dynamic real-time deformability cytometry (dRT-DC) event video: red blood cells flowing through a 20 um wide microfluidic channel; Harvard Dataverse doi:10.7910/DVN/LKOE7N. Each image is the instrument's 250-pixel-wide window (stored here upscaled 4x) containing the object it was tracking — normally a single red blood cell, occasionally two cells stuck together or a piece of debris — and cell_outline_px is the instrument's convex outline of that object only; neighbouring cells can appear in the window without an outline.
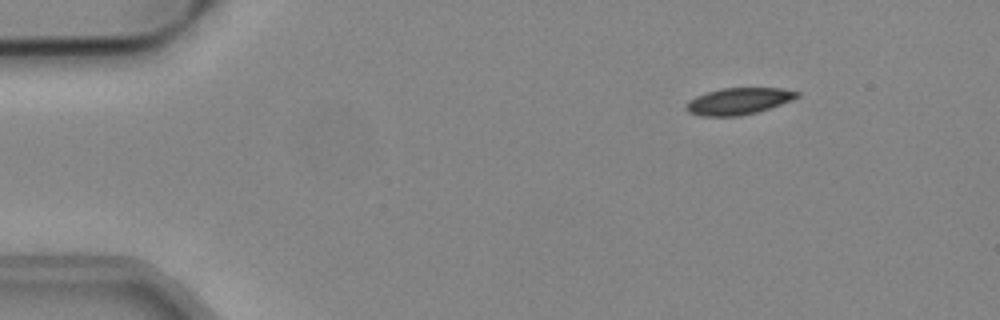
{"species": "common noctule bat (a hibernating species)", "species_latin": "Nyctalus noctula", "temperature_condition": "cold", "stored_images_in_passage": 48, "camera_frame_rate_fps": 3000, "um_per_image_px": 0.085, "animal": {"sex": "male", "body_mass_g": 19.2, "forearm_length_mm": 51.8}, "frame": {"image": 1, "passage_image": 2, "time_ms": 0.333, "image_size_px": [1000, 320], "cell_outline_px": [[800, 96], [792, 100], [756, 112], [740, 116], [700, 116], [688, 112], [684, 108], [684, 104], [688, 100], [704, 92], [720, 88], [780, 88], [800, 92]], "centroid_in_image_um": [62.71, 8.59], "position_along_channel_um": 22.3, "area_um2": 17.4}}
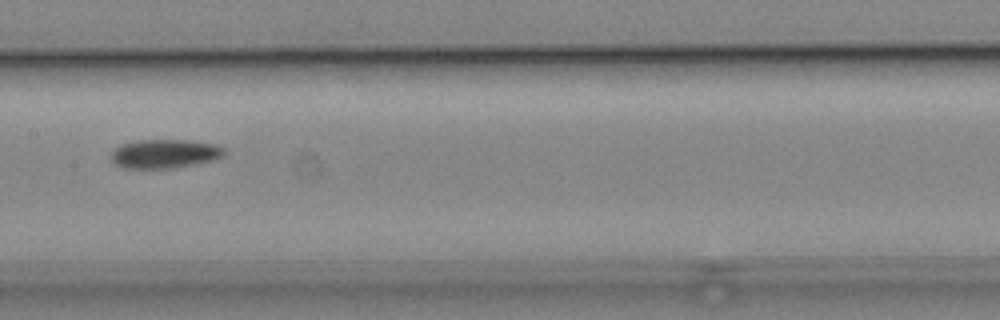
{"frame": {"image": 2, "passage_image": 22, "time_ms": 7.0, "image_size_px": [1000, 320], "cell_outline_px": [[224, 156], [212, 160], [172, 168], [124, 168], [112, 164], [112, 152], [120, 144], [140, 140], [188, 140], [216, 144], [224, 148]], "centroid_in_image_um": [13.98, 13.06], "position_along_channel_um": 193.4, "area_um2": 18.96}}
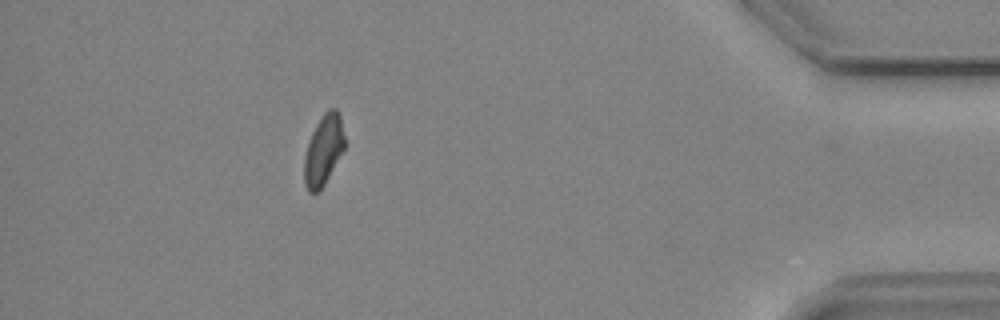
{"frame": {"image": 3, "passage_image": 43, "time_ms": 14.0, "image_size_px": [1000, 320], "cell_outline_px": [[344, 148], [324, 184], [316, 192], [308, 192], [304, 184], [304, 156], [312, 132], [320, 116], [328, 108], [336, 108], [340, 112], [344, 136]], "centroid_in_image_um": [27.49, 12.7], "position_along_channel_um": 407.7, "area_um2": 16.42}, "authors_computed_cell_mechanics": {"area_um2": 18.2937, "velocity_mm_per_s": 3.8192, "shape_relaxation_time_tau1_ms": 5.4708, "shape_relaxation_time_tau2_ms": null, "deformation_change_tau1": 0.1229, "deformation_change_tau2": null}}